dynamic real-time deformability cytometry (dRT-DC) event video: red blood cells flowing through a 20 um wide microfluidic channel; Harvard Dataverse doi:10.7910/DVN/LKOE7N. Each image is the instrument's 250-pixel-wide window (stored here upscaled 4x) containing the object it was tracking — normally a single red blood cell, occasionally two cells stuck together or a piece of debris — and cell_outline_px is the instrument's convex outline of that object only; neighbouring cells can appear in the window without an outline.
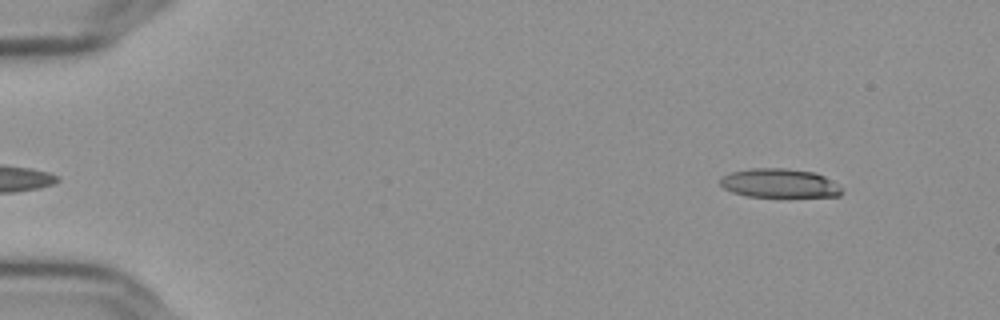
{"species": "Egyptian fruit bat (a non-hibernating species)", "species_latin": "Rousettus aegyptiacus", "temperature_condition": "cold", "stored_images_in_passage": 52, "camera_frame_rate_fps": 3000, "um_per_image_px": 0.085, "frame": {"image": 1, "passage_image": 2, "time_ms": 0.333, "image_size_px": [1000, 320], "cell_outline_px": [[840, 196], [748, 196], [732, 192], [724, 188], [720, 184], [720, 180], [724, 176], [732, 172], [752, 168], [784, 168], [812, 172], [824, 176], [840, 188]], "centroid_in_image_um": [66.2, 15.56], "position_along_channel_um": 18.8, "area_um2": 19.94}}
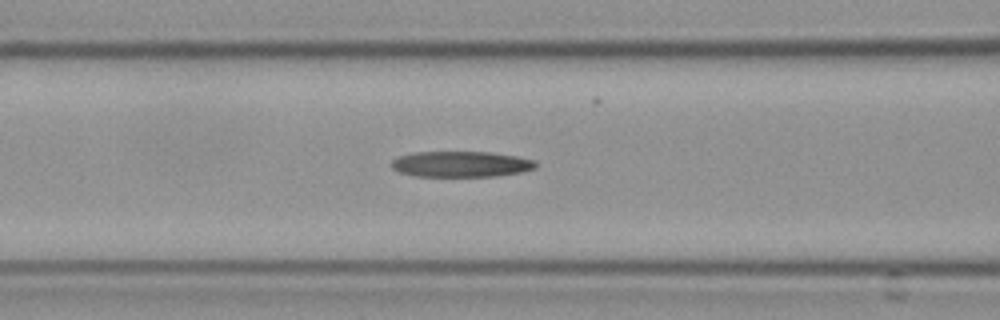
{"frame": {"image": 2, "passage_image": 20, "time_ms": 6.333, "image_size_px": [1000, 320], "cell_outline_px": [[536, 168], [520, 172], [496, 176], [416, 176], [400, 172], [392, 168], [392, 160], [400, 156], [412, 152], [492, 152], [516, 156], [536, 160]], "centroid_in_image_um": [39.2, 13.94], "position_along_channel_um": 127.4, "area_um2": 21.62}}
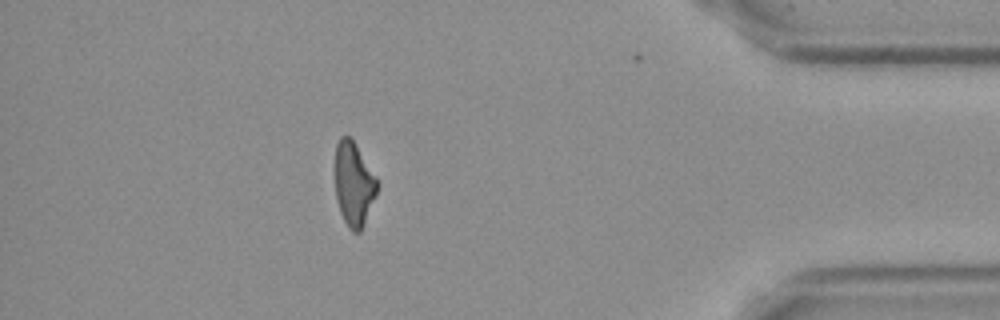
{"frame": {"image": 3, "passage_image": 46, "time_ms": 15.0, "image_size_px": [1000, 320], "cell_outline_px": [[376, 196], [364, 224], [360, 232], [352, 232], [348, 228], [340, 212], [336, 200], [336, 144], [340, 136], [348, 136], [352, 140], [376, 176]], "centroid_in_image_um": [30.06, 15.68], "position_along_channel_um": 405.1, "area_um2": 20.23}, "authors_computed_cell_mechanics": {"area_um2": 22.1085, "velocity_mm_per_s": 3.6532, "shape_relaxation_time_tau1_ms": null, "shape_relaxation_time_tau2_ms": 4.0629, "deformation_change_tau1": null, "deformation_change_tau2": 0.1675}}